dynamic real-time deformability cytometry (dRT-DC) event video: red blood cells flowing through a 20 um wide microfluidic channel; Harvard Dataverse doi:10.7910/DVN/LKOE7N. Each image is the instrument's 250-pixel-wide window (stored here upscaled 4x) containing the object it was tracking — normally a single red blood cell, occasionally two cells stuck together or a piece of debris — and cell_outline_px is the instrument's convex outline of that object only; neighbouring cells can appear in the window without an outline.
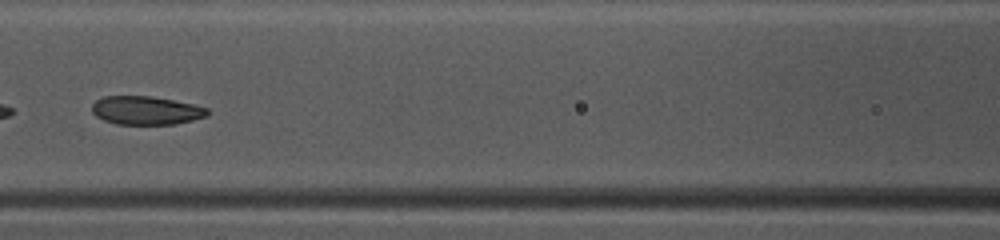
{"species": "common noctule bat (a hibernating species)", "species_latin": "Nyctalus noctula", "temperature_condition": "warm", "stored_images_in_passage": 36, "camera_frame_rate_fps": 3000, "um_per_image_px": 0.085, "animal": {"sex": "female", "body_mass_g": 10.0, "forearm_length_mm": 53.1}, "frame": {"image": 1, "passage_image": 11, "time_ms": 3.333, "image_size_px": [1000, 240], "cell_outline_px": [[208, 116], [176, 124], [116, 124], [104, 120], [96, 116], [92, 112], [92, 104], [96, 100], [104, 96], [152, 96], [192, 104], [208, 108]], "centroid_in_image_um": [12.4, 9.38], "position_along_channel_um": 154.2, "area_um2": 19.13}, "authors_computed_cell_mechanics": {"area_um2": 20.808, "velocity_mm_per_s": 4.0315, "shape_relaxation_time_tau1_ms": null, "shape_relaxation_time_tau2_ms": 4.3914, "deformation_change_tau1": null, "deformation_change_tau2": 0.0925}}